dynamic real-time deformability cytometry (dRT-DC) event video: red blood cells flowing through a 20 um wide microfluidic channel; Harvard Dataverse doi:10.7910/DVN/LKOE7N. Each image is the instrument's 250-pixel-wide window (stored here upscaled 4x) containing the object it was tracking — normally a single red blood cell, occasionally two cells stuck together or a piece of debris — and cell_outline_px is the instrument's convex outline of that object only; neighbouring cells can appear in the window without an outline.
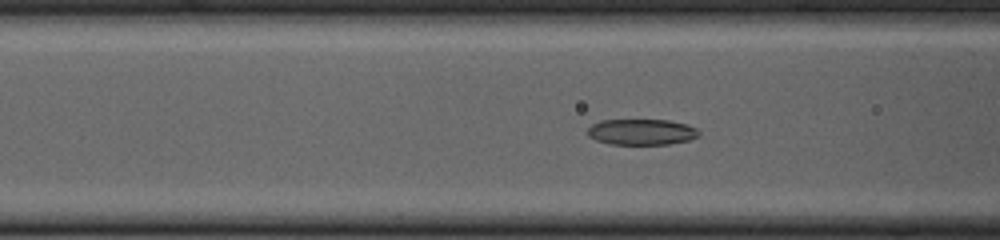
{"species": "common noctule bat (a hibernating species)", "species_latin": "Nyctalus noctula", "temperature_condition": "cold", "stored_images_in_passage": 35, "camera_frame_rate_fps": 3000, "um_per_image_px": 0.085, "animal": {"sex": "female", "body_mass_g": 23.0, "forearm_length_mm": 53.4}, "frame": {"image": 1, "passage_image": 10, "time_ms": 3.0, "image_size_px": [1000, 240], "cell_outline_px": [[700, 136], [688, 140], [668, 144], [612, 144], [596, 140], [588, 136], [588, 128], [592, 124], [600, 120], [668, 120], [688, 124], [696, 128], [700, 132]], "centroid_in_image_um": [54.55, 11.21], "position_along_channel_um": 112.0, "area_um2": 16.82}}
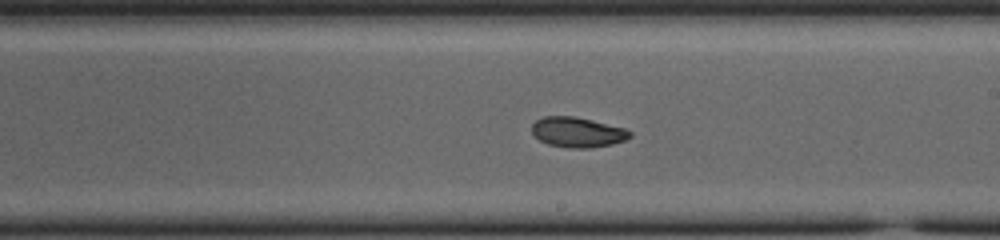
{"frame": {"image": 2, "passage_image": 20, "time_ms": 6.333, "image_size_px": [1000, 240], "cell_outline_px": [[632, 136], [624, 140], [612, 144], [588, 148], [568, 148], [548, 144], [540, 140], [532, 132], [532, 124], [536, 120], [544, 116], [572, 116], [592, 120], [624, 128], [632, 132]], "centroid_in_image_um": [49.08, 11.24], "position_along_channel_um": 239.9, "area_um2": 17.11}}
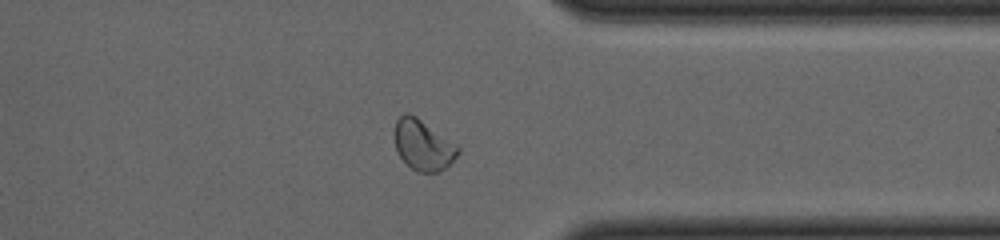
{"frame": {"image": 3, "passage_image": 31, "time_ms": 10.0, "image_size_px": [1000, 240], "cell_outline_px": [[460, 152], [444, 168], [436, 172], [416, 172], [396, 152], [396, 120], [404, 112], [408, 112], [416, 116], [456, 144], [460, 148]], "centroid_in_image_um": [35.96, 12.32], "position_along_channel_um": 375.4, "area_um2": 18.26}, "authors_computed_cell_mechanics": {"area_um2": 17.2244, "velocity_mm_per_s": 3.8505, "shape_relaxation_time_tau1_ms": 6.3148, "shape_relaxation_time_tau2_ms": 2.4081, "deformation_change_tau1": 0.1603, "deformation_change_tau2": 0.069}}